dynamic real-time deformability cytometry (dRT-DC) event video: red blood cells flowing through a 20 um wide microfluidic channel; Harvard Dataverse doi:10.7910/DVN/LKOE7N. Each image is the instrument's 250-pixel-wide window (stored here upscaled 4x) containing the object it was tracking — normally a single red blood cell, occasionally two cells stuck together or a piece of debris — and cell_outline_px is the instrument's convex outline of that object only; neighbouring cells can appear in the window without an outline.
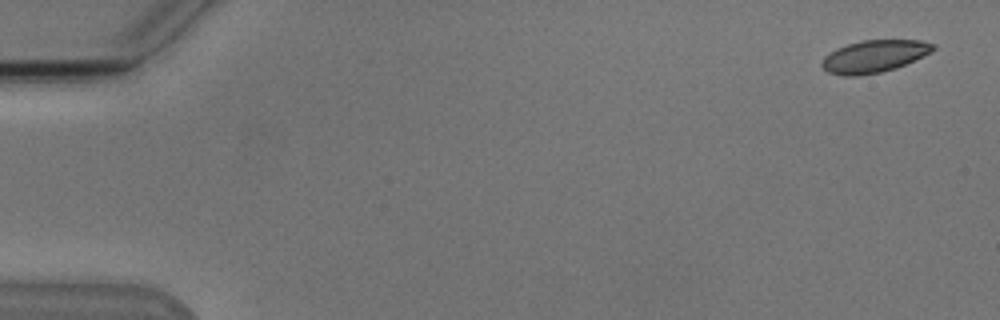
{"species": "Egyptian fruit bat (a non-hibernating species)", "species_latin": "Rousettus aegyptiacus", "temperature_condition": "cold", "stored_images_in_passage": 7, "camera_frame_rate_fps": 3000, "um_per_image_px": 0.085, "animal": {"sex": "male"}, "frame": {"image": 1, "passage_image": 1, "time_ms": 0.0, "image_size_px": [1000, 320], "cell_outline_px": [[936, 48], [896, 68], [880, 72], [856, 76], [844, 76], [828, 72], [820, 64], [824, 56], [836, 48], [860, 40], [920, 40], [936, 44]], "centroid_in_image_um": [74.25, 4.78], "position_along_channel_um": 10.7, "area_um2": 20.69}}
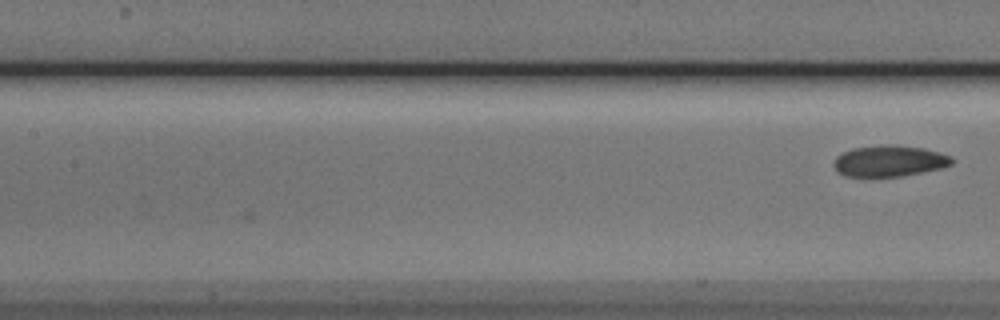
{"frame": {"image": 2, "passage_image": 7, "time_ms": 7.0, "image_size_px": [1000, 320], "cell_outline_px": [[952, 164], [940, 168], [900, 176], [844, 176], [836, 172], [832, 164], [832, 160], [836, 156], [852, 148], [884, 144], [892, 144], [924, 148], [940, 152], [952, 156]], "centroid_in_image_um": [75.54, 13.67], "position_along_channel_um": 131.9, "area_um2": 21.56}}